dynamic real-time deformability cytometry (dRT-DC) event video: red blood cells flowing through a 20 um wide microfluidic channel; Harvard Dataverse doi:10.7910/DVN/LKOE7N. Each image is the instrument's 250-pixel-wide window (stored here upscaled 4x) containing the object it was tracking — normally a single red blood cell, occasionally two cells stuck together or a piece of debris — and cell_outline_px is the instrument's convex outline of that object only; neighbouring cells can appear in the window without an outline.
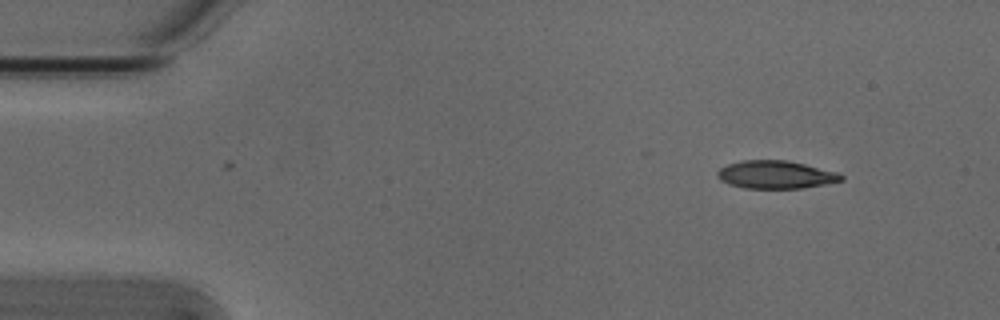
{"species": "Egyptian fruit bat (a non-hibernating species)", "species_latin": "Rousettus aegyptiacus", "temperature_condition": "cold", "stored_images_in_passage": 6, "camera_frame_rate_fps": 3000, "um_per_image_px": 0.085, "animal": {"sex": "male"}, "frame": {"image": 1, "passage_image": 1, "time_ms": 0.0, "image_size_px": [1000, 320], "cell_outline_px": [[844, 180], [824, 184], [800, 188], [744, 188], [728, 184], [720, 180], [716, 176], [716, 172], [720, 168], [728, 164], [740, 160], [788, 160], [836, 172], [844, 176]], "centroid_in_image_um": [65.89, 14.84], "position_along_channel_um": 19.1, "area_um2": 20.11}}
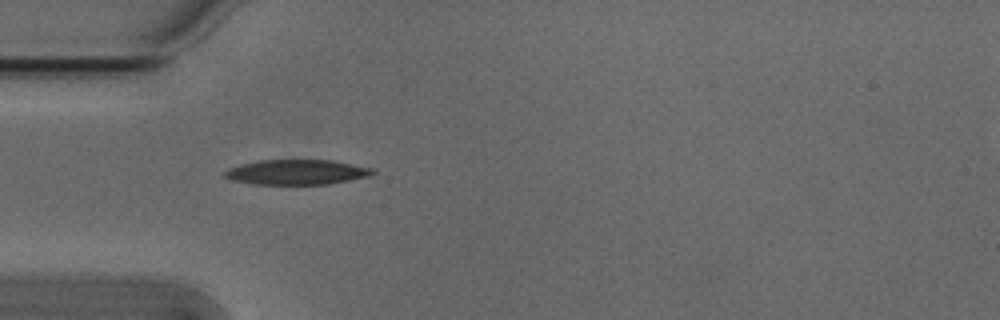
{"frame": {"image": 2, "passage_image": 4, "time_ms": 1.0, "image_size_px": [1000, 320], "cell_outline_px": [[376, 172], [372, 176], [328, 184], [252, 184], [232, 180], [224, 176], [224, 172], [228, 168], [240, 164], [260, 160], [332, 160], [372, 168]], "centroid_in_image_um": [25.23, 14.63], "position_along_channel_um": 59.8, "area_um2": 21.62}}
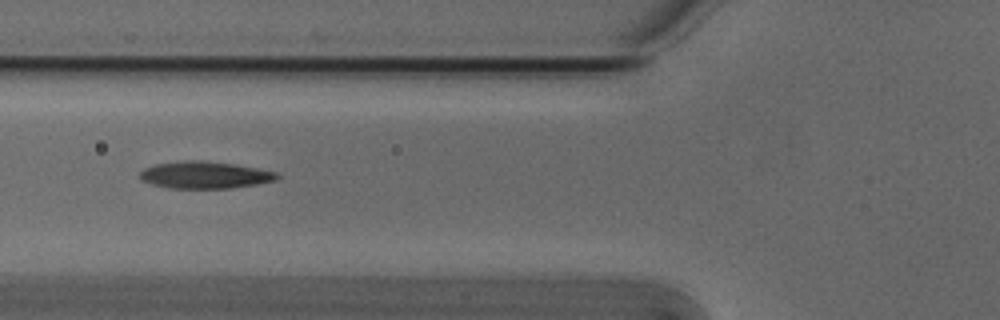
{"frame": {"image": 3, "passage_image": 5, "time_ms": 1.333, "image_size_px": [1000, 320], "cell_outline_px": [[280, 176], [276, 180], [256, 184], [232, 188], [168, 188], [152, 184], [140, 180], [140, 172], [144, 168], [156, 164], [184, 160], [204, 160], [236, 164], [276, 172]], "centroid_in_image_um": [17.4, 14.87], "position_along_channel_um": 108.4, "area_um2": 21.68}}